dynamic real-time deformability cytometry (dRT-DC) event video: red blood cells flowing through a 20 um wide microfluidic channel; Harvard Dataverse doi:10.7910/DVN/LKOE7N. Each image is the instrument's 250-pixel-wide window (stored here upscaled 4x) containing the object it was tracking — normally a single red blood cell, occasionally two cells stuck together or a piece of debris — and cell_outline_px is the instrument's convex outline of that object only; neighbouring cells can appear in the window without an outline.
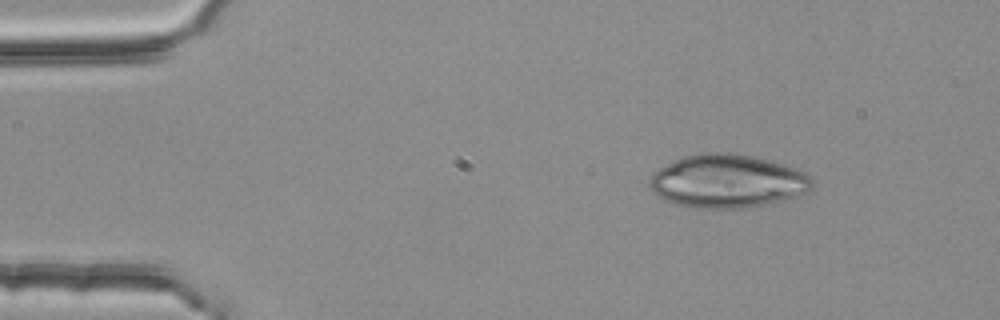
{"species": "common noctule bat (a hibernating species)", "species_latin": "Nyctalus noctula", "temperature_condition": "room temperature", "stored_images_in_passage": 3, "camera_frame_rate_fps": 3000, "um_per_image_px": 0.085, "animal": {"sex": "female", "body_mass_g": 25.1}, "frame": {"image": 1, "passage_image": 1, "time_ms": 0.0, "image_size_px": [1000, 320], "cell_outline_px": [[812, 188], [796, 196], [784, 200], [764, 204], [740, 208], [688, 208], [664, 200], [652, 192], [648, 184], [648, 180], [660, 168], [684, 156], [700, 152], [732, 152], [752, 156], [768, 160], [804, 172], [812, 176]], "centroid_in_image_um": [61.79, 15.4], "position_along_channel_um": 23.2, "area_um2": 50.34}}